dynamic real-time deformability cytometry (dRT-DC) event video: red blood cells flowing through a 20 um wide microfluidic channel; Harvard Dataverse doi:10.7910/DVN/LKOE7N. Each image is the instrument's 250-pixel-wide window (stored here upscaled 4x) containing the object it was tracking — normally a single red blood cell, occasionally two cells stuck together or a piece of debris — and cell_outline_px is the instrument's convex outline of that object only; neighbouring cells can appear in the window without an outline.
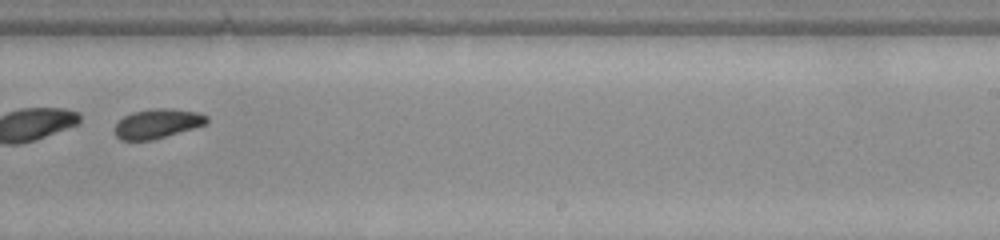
{"species": "common noctule bat (a hibernating species)", "species_latin": "Nyctalus noctula", "temperature_condition": "warm", "stored_images_in_passage": 48, "segment_of_instrument_passage": [2, 2], "camera_frame_rate_fps": 3000, "um_per_image_px": 0.085, "animal": {"sex": "female", "body_mass_g": 22.0, "forearm_length_mm": 56.7}, "frame": {"image": 1, "passage_image": 31, "time_ms": 10.0, "image_size_px": [1000, 240], "cell_outline_px": [[208, 120], [204, 124], [192, 128], [152, 140], [120, 140], [116, 136], [116, 124], [124, 116], [132, 112], [156, 108], [172, 108], [196, 112], [208, 116]], "centroid_in_image_um": [13.36, 10.5], "position_along_channel_um": 275.6, "area_um2": 15.49}}